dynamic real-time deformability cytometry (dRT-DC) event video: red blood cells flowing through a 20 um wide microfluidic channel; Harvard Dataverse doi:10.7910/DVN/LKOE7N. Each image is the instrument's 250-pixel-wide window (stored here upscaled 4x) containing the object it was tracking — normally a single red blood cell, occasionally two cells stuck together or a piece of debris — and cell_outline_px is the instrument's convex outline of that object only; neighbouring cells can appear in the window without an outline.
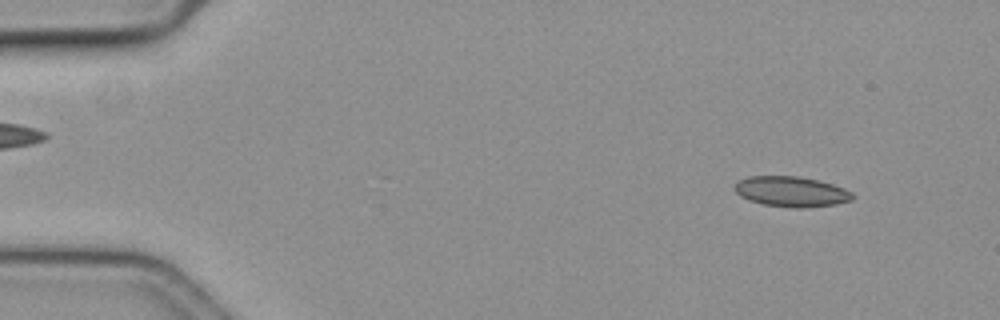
{"species": "common noctule bat (a hibernating species)", "species_latin": "Nyctalus noctula", "temperature_condition": "cold", "stored_images_in_passage": 45, "camera_frame_rate_fps": 3000, "um_per_image_px": 0.085, "animal": {"sex": "female", "body_mass_g": 19.3, "forearm_length_mm": 54.1}, "frame": {"image": 1, "passage_image": 1, "time_ms": 0.0, "image_size_px": [1000, 320], "cell_outline_px": [[852, 200], [836, 204], [804, 208], [792, 208], [764, 204], [748, 200], [740, 196], [732, 188], [740, 180], [748, 176], [796, 176], [816, 180], [832, 184], [844, 188], [852, 192]], "centroid_in_image_um": [67.24, 16.29], "position_along_channel_um": 17.8, "area_um2": 20.75}}
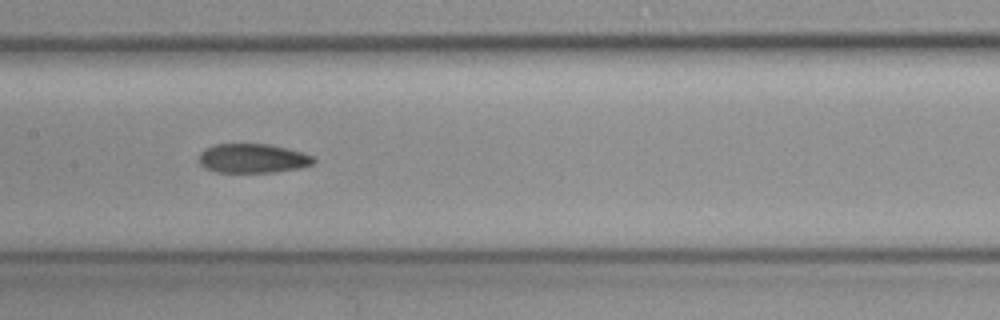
{"frame": {"image": 2, "passage_image": 24, "time_ms": 7.667, "image_size_px": [1000, 320], "cell_outline_px": [[316, 164], [300, 168], [272, 172], [216, 172], [204, 168], [200, 164], [200, 152], [204, 148], [216, 144], [268, 144], [304, 152], [312, 156], [316, 160]], "centroid_in_image_um": [21.5, 13.46], "position_along_channel_um": 185.9, "area_um2": 19.65}}
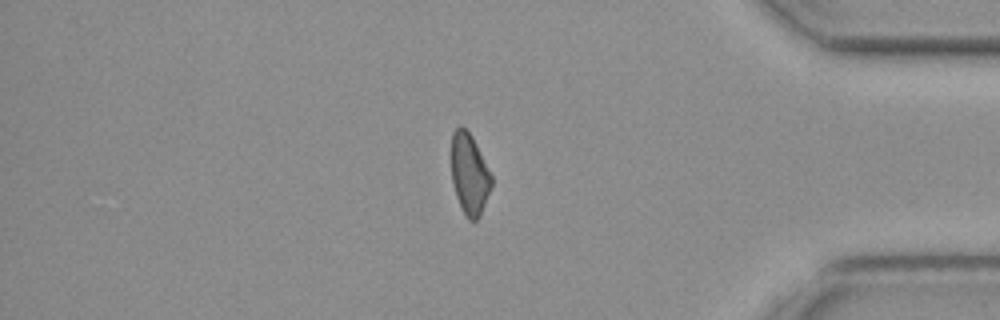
{"frame": {"image": 3, "passage_image": 44, "time_ms": 14.333, "image_size_px": [1000, 320], "cell_outline_px": [[492, 184], [480, 216], [476, 220], [468, 220], [456, 196], [452, 184], [452, 132], [460, 124], [472, 136], [492, 176]], "centroid_in_image_um": [39.9, 14.79], "position_along_channel_um": 395.3, "area_um2": 18.67}}